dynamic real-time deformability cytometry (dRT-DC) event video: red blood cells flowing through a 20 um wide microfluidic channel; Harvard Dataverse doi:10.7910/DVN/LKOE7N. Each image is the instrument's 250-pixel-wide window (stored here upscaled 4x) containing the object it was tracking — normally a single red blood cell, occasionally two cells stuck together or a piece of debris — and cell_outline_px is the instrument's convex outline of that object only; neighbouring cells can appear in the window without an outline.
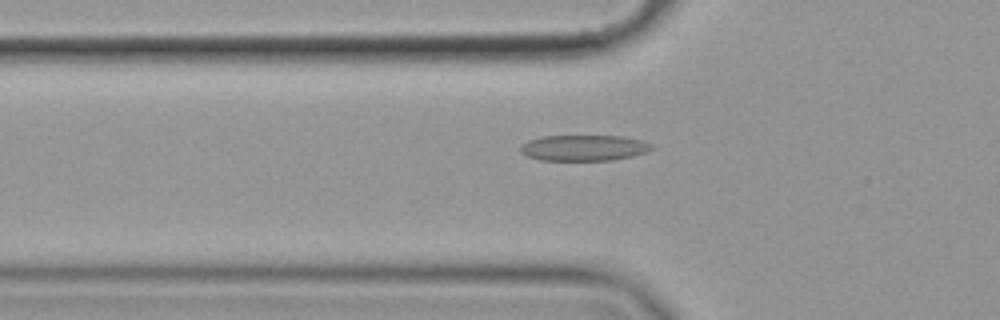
{"species": "common noctule bat (a hibernating species)", "species_latin": "Nyctalus noctula", "temperature_condition": "cold", "stored_images_in_passage": 55, "camera_frame_rate_fps": 3000, "um_per_image_px": 0.085, "animal": {"sex": "female", "body_mass_g": 19.9}, "frame": {"image": 1, "passage_image": 18, "time_ms": 5.667, "image_size_px": [1000, 320], "cell_outline_px": [[652, 148], [648, 152], [632, 156], [612, 160], [540, 160], [528, 156], [520, 152], [520, 148], [528, 140], [540, 136], [624, 136], [640, 140], [652, 144]], "centroid_in_image_um": [49.63, 12.56], "position_along_channel_um": 76.2, "area_um2": 19.71}}
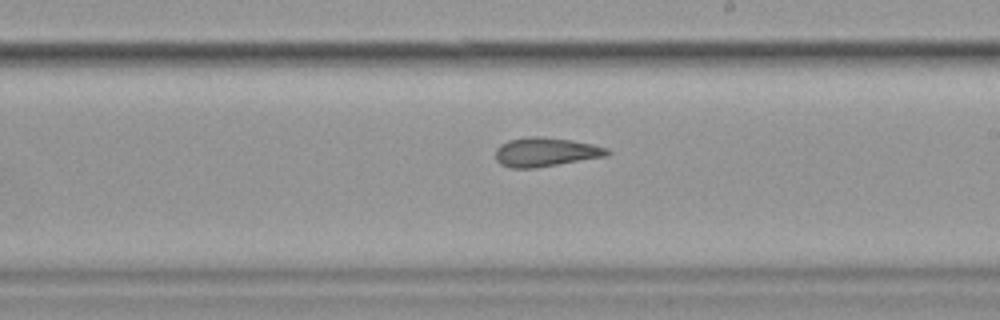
{"frame": {"image": 2, "passage_image": 32, "time_ms": 10.333, "image_size_px": [1000, 320], "cell_outline_px": [[612, 152], [608, 156], [536, 168], [512, 168], [500, 164], [496, 160], [496, 148], [500, 144], [508, 140], [528, 136], [544, 136], [572, 140], [592, 144], [608, 148]], "centroid_in_image_um": [46.39, 12.92], "position_along_channel_um": 242.6, "area_um2": 19.19}}
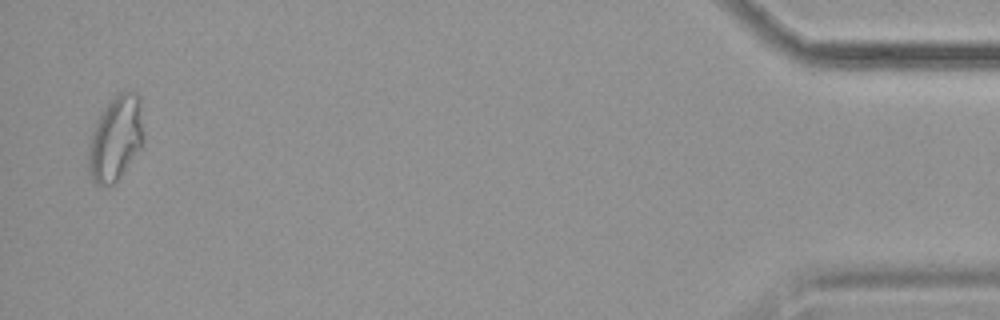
{"frame": {"image": 3, "passage_image": 54, "time_ms": 17.667, "image_size_px": [1000, 320], "cell_outline_px": [[140, 148], [120, 176], [112, 184], [96, 184], [92, 180], [88, 172], [88, 148], [92, 128], [104, 108], [120, 92], [136, 92], [140, 96]], "centroid_in_image_um": [9.76, 11.78], "position_along_channel_um": 425.4, "area_um2": 26.3}, "authors_computed_cell_mechanics": {"area_um2": 20.1144, "velocity_mm_per_s": 3.5733, "shape_relaxation_time_tau1_ms": 8.7693, "shape_relaxation_time_tau2_ms": 2.1343, "deformation_change_tau1": 0.1647, "deformation_change_tau2": 0.1029}}